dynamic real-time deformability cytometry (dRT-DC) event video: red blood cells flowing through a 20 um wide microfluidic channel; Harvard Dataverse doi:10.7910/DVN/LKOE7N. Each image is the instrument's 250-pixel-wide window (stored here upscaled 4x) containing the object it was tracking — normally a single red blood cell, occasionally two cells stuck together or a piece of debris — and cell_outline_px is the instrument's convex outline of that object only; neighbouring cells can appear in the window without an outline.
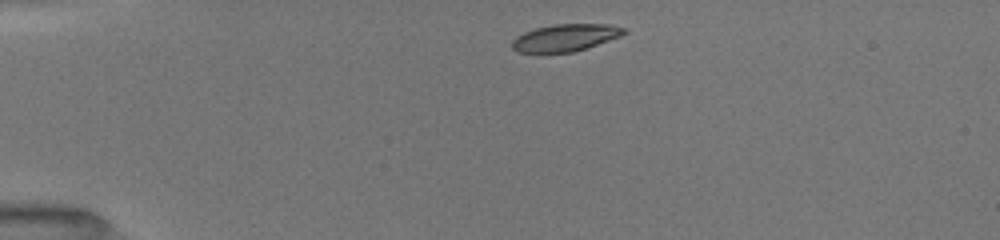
{"species": "common noctule bat (a hibernating species)", "species_latin": "Nyctalus noctula", "temperature_condition": "room temperature", "stored_images_in_passage": 36, "camera_frame_rate_fps": 3000, "um_per_image_px": 0.085, "animal": {"sex": "female", "body_mass_g": 19.5, "forearm_length_mm": 54.1}, "frame": {"image": 1, "passage_image": 1, "time_ms": 0.0, "image_size_px": [1000, 240], "cell_outline_px": [[628, 32], [620, 36], [572, 52], [516, 52], [512, 48], [512, 40], [516, 36], [524, 32], [536, 28], [556, 24], [612, 24], [628, 28]], "centroid_in_image_um": [48.07, 3.18], "position_along_channel_um": 36.9, "area_um2": 17.57}}
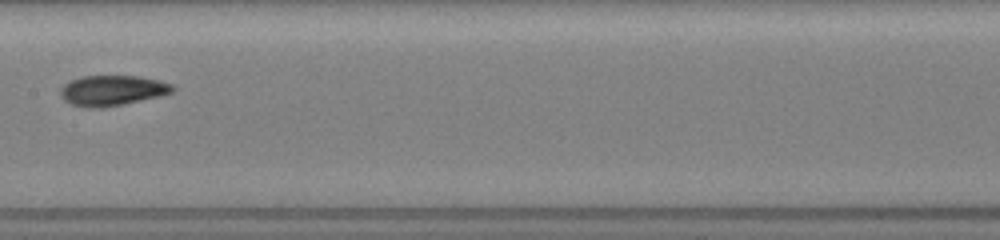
{"frame": {"image": 2, "passage_image": 15, "time_ms": 5.333, "image_size_px": [1000, 240], "cell_outline_px": [[176, 88], [172, 92], [160, 96], [100, 108], [88, 108], [72, 104], [64, 100], [60, 96], [60, 88], [64, 84], [80, 76], [140, 76], [160, 80], [172, 84]], "centroid_in_image_um": [9.54, 7.68], "position_along_channel_um": 197.9, "area_um2": 19.77}}
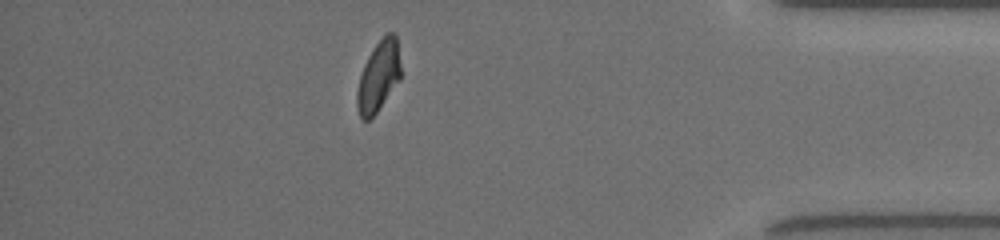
{"frame": {"image": 3, "passage_image": 32, "time_ms": 11.333, "image_size_px": [1000, 240], "cell_outline_px": [[400, 80], [376, 112], [368, 120], [364, 120], [360, 116], [356, 104], [356, 92], [360, 76], [364, 64], [368, 56], [376, 44], [388, 32], [392, 32], [396, 36], [400, 64]], "centroid_in_image_um": [32.16, 6.49], "position_along_channel_um": 403.0, "area_um2": 17.69}, "authors_computed_cell_mechanics": {"area_um2": 19.074, "velocity_mm_per_s": 3.9738, "shape_relaxation_time_tau1_ms": 4.0522, "shape_relaxation_time_tau2_ms": 1.8669, "deformation_change_tau1": 0.1341, "deformation_change_tau2": 0.0659}}